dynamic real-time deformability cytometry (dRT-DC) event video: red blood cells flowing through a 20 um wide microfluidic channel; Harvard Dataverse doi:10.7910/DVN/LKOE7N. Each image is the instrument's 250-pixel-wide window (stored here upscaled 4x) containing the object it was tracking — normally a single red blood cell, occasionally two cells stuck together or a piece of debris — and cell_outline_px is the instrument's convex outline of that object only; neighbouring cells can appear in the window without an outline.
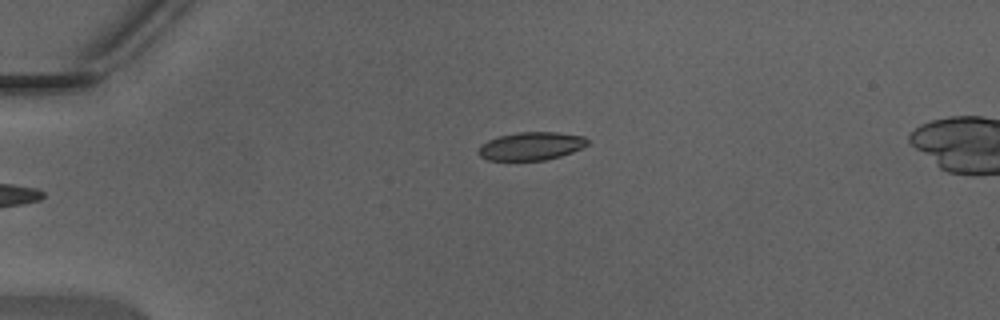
{"species": "Egyptian fruit bat (a non-hibernating species)", "species_latin": "Rousettus aegyptiacus", "temperature_condition": "warm", "stored_images_in_passage": 30, "camera_frame_rate_fps": 3000, "um_per_image_px": 0.085, "animal": {"sex": "male"}, "frame": {"image": 1, "passage_image": 1, "time_ms": 0.0, "image_size_px": [1000, 320], "cell_outline_px": [[588, 144], [572, 152], [560, 156], [544, 160], [488, 160], [480, 156], [476, 152], [480, 144], [488, 140], [500, 136], [520, 132], [556, 132], [584, 136], [588, 140]], "centroid_in_image_um": [45.11, 12.42], "position_along_channel_um": 39.9, "area_um2": 17.8}}
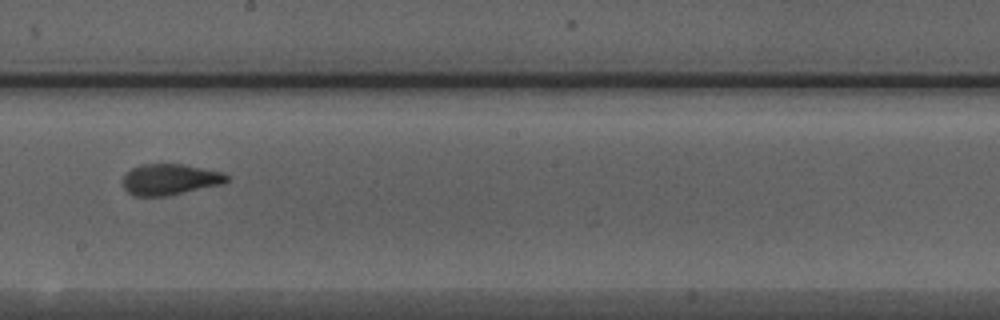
{"frame": {"image": 2, "passage_image": 17, "time_ms": 5.333, "image_size_px": [1000, 320], "cell_outline_px": [[228, 180], [220, 184], [184, 192], [164, 196], [132, 196], [124, 188], [124, 176], [132, 168], [140, 164], [184, 164], [224, 172], [228, 176]], "centroid_in_image_um": [14.43, 15.24], "position_along_channel_um": 233.8, "area_um2": 18.61}}
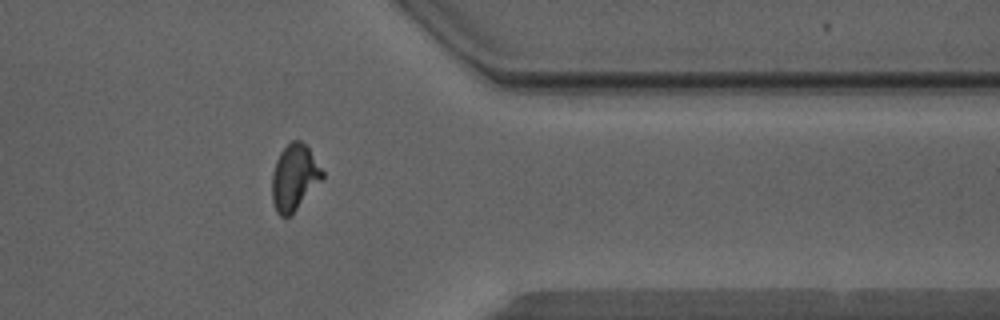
{"frame": {"image": 3, "passage_image": 28, "time_ms": 9.0, "image_size_px": [1000, 320], "cell_outline_px": [[324, 176], [296, 208], [288, 216], [280, 216], [276, 212], [272, 204], [272, 172], [276, 160], [280, 152], [292, 140], [300, 140], [308, 148], [324, 172]], "centroid_in_image_um": [24.98, 15.06], "position_along_channel_um": 386.4, "area_um2": 18.9}, "authors_computed_cell_mechanics": {"area_um2": 19.074, "velocity_mm_per_s": 4.4321, "shape_relaxation_time_tau1_ms": 5.1919, "shape_relaxation_time_tau2_ms": 1.0609, "deformation_change_tau1": 0.1817, "deformation_change_tau2": 0.0619}}